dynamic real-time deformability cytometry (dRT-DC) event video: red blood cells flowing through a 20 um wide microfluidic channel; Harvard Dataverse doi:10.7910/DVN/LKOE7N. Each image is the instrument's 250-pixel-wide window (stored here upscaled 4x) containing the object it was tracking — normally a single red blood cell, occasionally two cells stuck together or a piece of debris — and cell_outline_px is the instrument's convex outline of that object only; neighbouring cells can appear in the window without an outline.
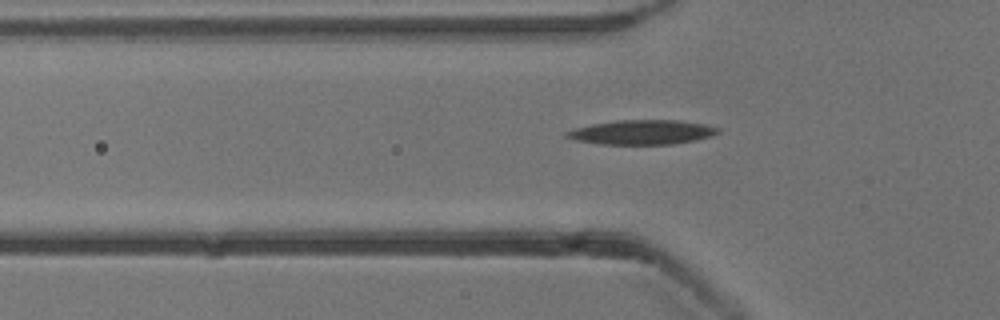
{"species": "common noctule bat (a hibernating species)", "species_latin": "Nyctalus noctula", "temperature_condition": "cold", "stored_images_in_passage": 42, "camera_frame_rate_fps": 3000, "um_per_image_px": 0.085, "animal": {"sex": "male", "body_mass_g": 13.3}, "frame": {"image": 1, "passage_image": 8, "time_ms": 2.333, "image_size_px": [1000, 320], "cell_outline_px": [[720, 132], [712, 136], [672, 144], [600, 144], [576, 140], [564, 136], [564, 132], [576, 128], [592, 124], [616, 120], [676, 120], [704, 124], [720, 128]], "centroid_in_image_um": [54.56, 11.23], "position_along_channel_um": 71.2, "area_um2": 21.44}}
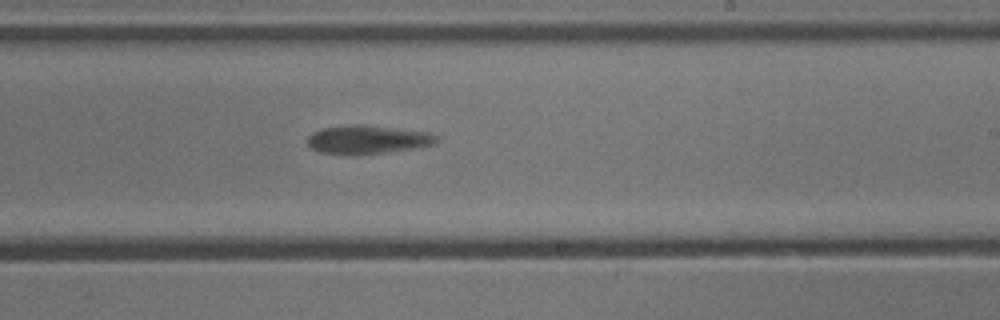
{"frame": {"image": 2, "passage_image": 23, "time_ms": 7.333, "image_size_px": [1000, 320], "cell_outline_px": [[440, 136], [432, 144], [412, 148], [356, 156], [352, 156], [320, 152], [312, 148], [308, 144], [308, 136], [312, 132], [320, 128], [356, 124], [360, 124], [428, 132]], "centroid_in_image_um": [31.18, 11.87], "position_along_channel_um": 257.8, "area_um2": 21.44}}
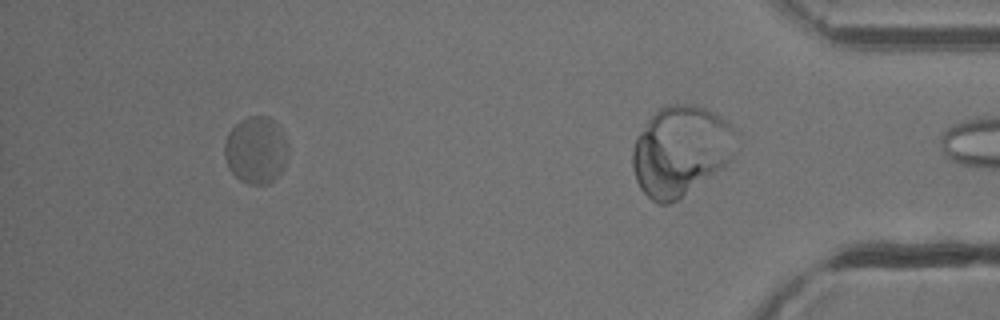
{"frame": {"image": 3, "passage_image": 41, "time_ms": 13.333, "image_size_px": [1000, 320], "cell_outline_px": [[288, 156], [284, 168], [280, 176], [268, 184], [248, 184], [240, 180], [228, 168], [224, 156], [224, 144], [228, 132], [240, 120], [248, 116], [268, 116], [280, 128], [288, 144]], "centroid_in_image_um": [21.77, 12.78], "position_along_channel_um": 413.4, "area_um2": 25.2}}